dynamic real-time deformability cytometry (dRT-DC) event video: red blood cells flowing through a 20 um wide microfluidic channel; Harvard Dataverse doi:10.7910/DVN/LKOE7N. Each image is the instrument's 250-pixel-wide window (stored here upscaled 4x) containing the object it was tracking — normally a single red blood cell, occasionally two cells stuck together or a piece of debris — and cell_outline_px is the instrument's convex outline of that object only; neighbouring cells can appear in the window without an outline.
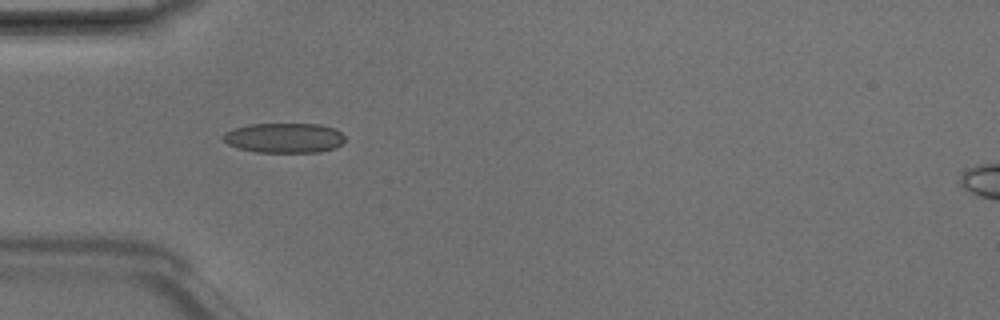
{"species": "Egyptian fruit bat (a non-hibernating species)", "species_latin": "Rousettus aegyptiacus", "temperature_condition": "room temperature", "stored_images_in_passage": 4, "camera_frame_rate_fps": 3000, "um_per_image_px": 0.085, "animal": {"sex": "male"}, "frame": {"image": 1, "passage_image": 3, "time_ms": 0.667, "image_size_px": [1000, 320], "cell_outline_px": [[344, 140], [336, 148], [320, 152], [256, 152], [240, 148], [228, 144], [224, 140], [224, 132], [248, 124], [320, 124], [332, 128], [340, 132], [344, 136]], "centroid_in_image_um": [24.17, 11.72], "position_along_channel_um": 60.8, "area_um2": 21.04}}